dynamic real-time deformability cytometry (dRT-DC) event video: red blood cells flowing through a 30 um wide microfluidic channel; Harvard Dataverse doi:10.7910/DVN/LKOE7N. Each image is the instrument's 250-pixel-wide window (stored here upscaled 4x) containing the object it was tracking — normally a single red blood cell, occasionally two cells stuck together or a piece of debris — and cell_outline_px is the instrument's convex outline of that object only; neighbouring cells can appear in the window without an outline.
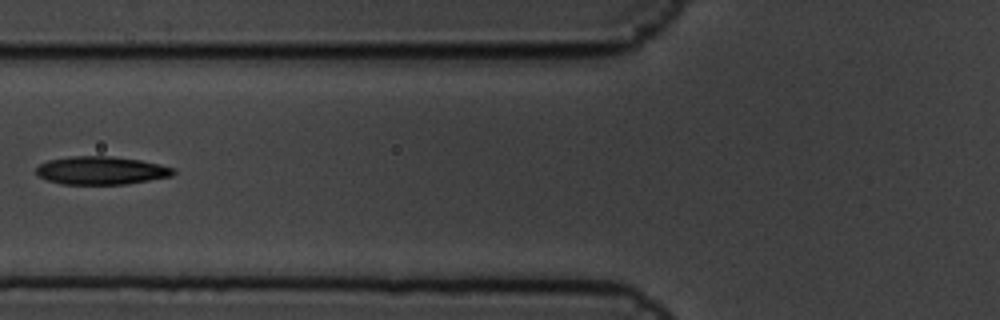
{"species": "common noctule bat (a hibernating species)", "species_latin": "Nyctalus noctula", "temperature_condition": "cold", "stored_images_in_passage": 10, "camera_frame_rate_fps": 3000, "um_per_image_px": 0.085, "animal": {"sex": "male", "body_mass_g": 19.5, "forearm_length_mm": 54.6}, "frame": {"image": 1, "passage_image": 5, "time_ms": 1.333, "image_size_px": [1000, 320], "cell_outline_px": [[176, 172], [172, 176], [124, 184], [60, 184], [36, 176], [36, 168], [40, 164], [48, 160], [72, 156], [112, 156], [140, 160], [160, 164], [176, 168]], "centroid_in_image_um": [8.6, 14.49], "position_along_channel_um": 117.2, "area_um2": 22.54}}
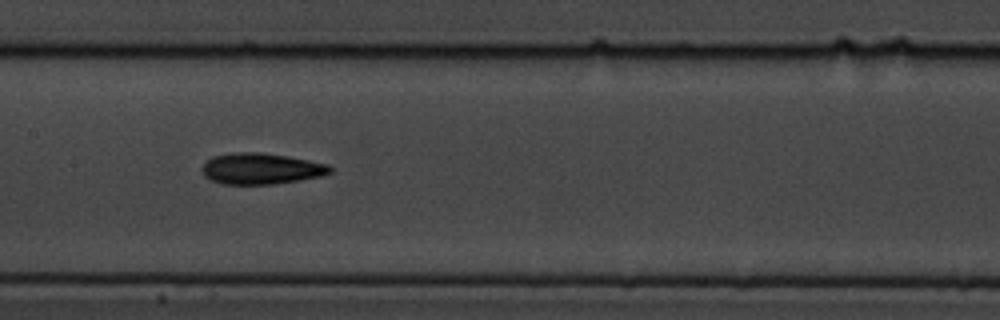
{"frame": {"image": 2, "passage_image": 7, "time_ms": 2.0, "image_size_px": [1000, 320], "cell_outline_px": [[332, 172], [324, 176], [276, 184], [220, 184], [204, 176], [200, 168], [212, 156], [236, 152], [260, 152], [308, 160], [328, 164], [332, 168]], "centroid_in_image_um": [22.19, 14.34], "position_along_channel_um": 185.2, "area_um2": 23.29}}
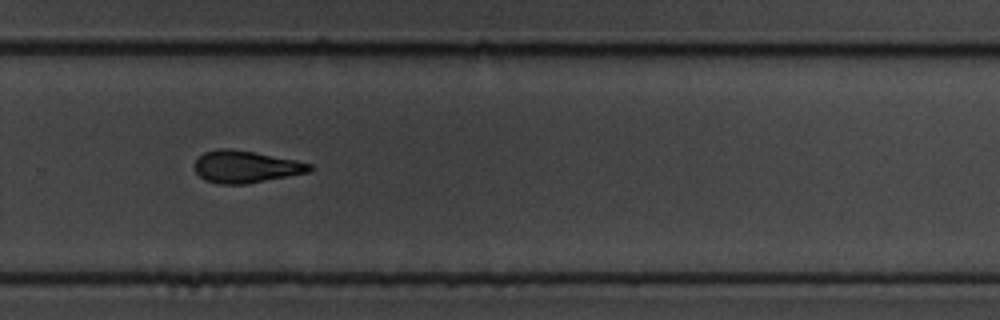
{"frame": {"image": 3, "passage_image": 10, "time_ms": 3.0, "image_size_px": [1000, 320], "cell_outline_px": [[312, 168], [308, 172], [248, 184], [216, 184], [204, 180], [196, 172], [196, 160], [204, 152], [216, 148], [232, 148], [296, 160], [312, 164]], "centroid_in_image_um": [20.86, 14.17], "position_along_channel_um": 308.9, "area_um2": 21.5}}